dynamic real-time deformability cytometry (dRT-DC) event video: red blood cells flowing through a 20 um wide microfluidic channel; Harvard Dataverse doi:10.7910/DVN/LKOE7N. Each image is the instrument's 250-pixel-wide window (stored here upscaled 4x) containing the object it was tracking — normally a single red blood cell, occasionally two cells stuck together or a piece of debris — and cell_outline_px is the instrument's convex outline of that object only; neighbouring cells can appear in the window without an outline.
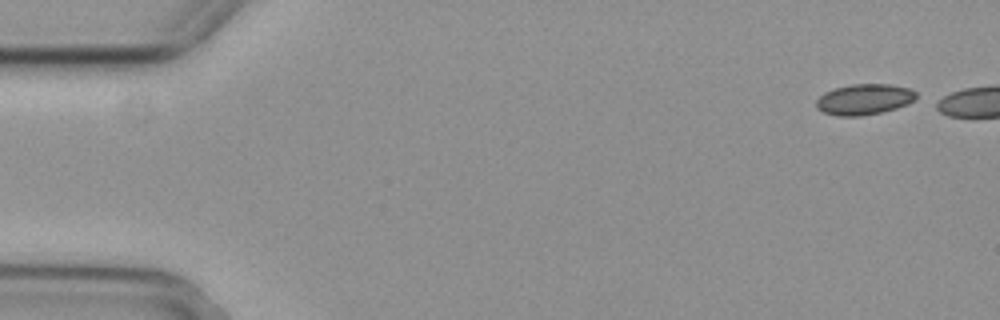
{"species": "common noctule bat (a hibernating species)", "species_latin": "Nyctalus noctula", "temperature_condition": "cold", "stored_images_in_passage": 4, "camera_frame_rate_fps": 3000, "um_per_image_px": 0.085, "animal": {"sex": "female", "body_mass_g": 29.2, "forearm_length_mm": 56.3}, "frame": {"image": 1, "passage_image": 1, "time_ms": 0.0, "image_size_px": [1000, 320], "cell_outline_px": [[916, 100], [908, 104], [896, 108], [880, 112], [860, 116], [836, 116], [824, 112], [816, 108], [816, 100], [824, 92], [836, 88], [852, 84], [888, 84], [908, 88], [916, 92]], "centroid_in_image_um": [73.45, 8.45], "position_along_channel_um": 11.5, "area_um2": 17.86}}